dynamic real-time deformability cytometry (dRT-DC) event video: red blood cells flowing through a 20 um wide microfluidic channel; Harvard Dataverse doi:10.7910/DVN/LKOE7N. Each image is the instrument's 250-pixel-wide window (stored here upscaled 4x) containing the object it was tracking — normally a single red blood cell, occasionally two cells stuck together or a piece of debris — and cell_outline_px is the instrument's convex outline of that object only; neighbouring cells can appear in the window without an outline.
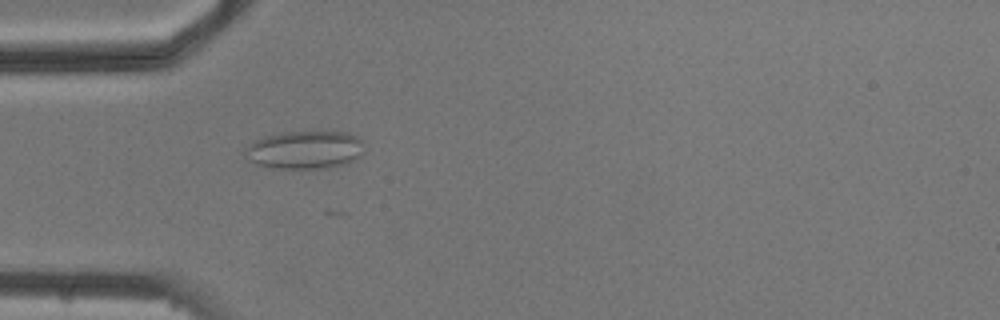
{"species": "common noctule bat (a hibernating species)", "species_latin": "Nyctalus noctula", "temperature_condition": "cold", "stored_images_in_passage": 5, "camera_frame_rate_fps": 3000, "um_per_image_px": 0.085, "animal": {"sex": "male", "body_mass_g": 20.5, "forearm_length_mm": 52.5}, "frame": {"image": 1, "passage_image": 5, "time_ms": 5.0, "image_size_px": [1000, 320], "cell_outline_px": [[364, 152], [360, 156], [348, 164], [328, 168], [276, 168], [260, 164], [252, 160], [244, 152], [244, 148], [252, 140], [276, 132], [316, 128], [348, 132], [360, 136]], "centroid_in_image_um": [25.98, 12.66], "position_along_channel_um": 59.0, "area_um2": 27.69}}